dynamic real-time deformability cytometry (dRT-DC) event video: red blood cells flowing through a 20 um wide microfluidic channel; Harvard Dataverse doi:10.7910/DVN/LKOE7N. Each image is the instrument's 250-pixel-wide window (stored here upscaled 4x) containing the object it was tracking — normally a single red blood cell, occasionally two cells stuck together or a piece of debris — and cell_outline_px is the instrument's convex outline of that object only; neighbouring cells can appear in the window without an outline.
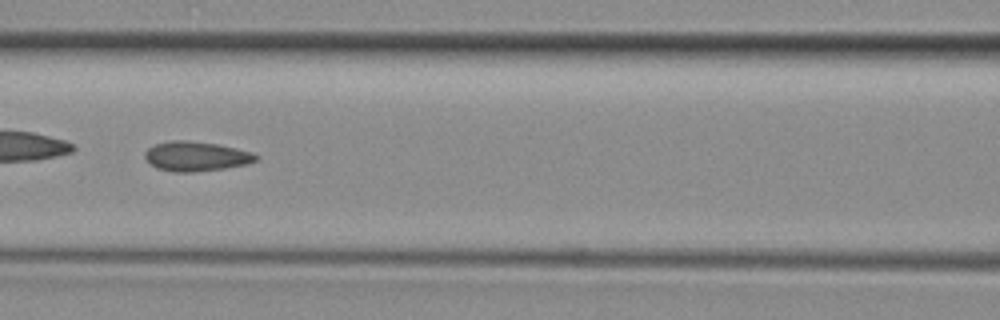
{"species": "common noctule bat (a hibernating species)", "species_latin": "Nyctalus noctula", "temperature_condition": "room temperature", "stored_images_in_passage": 21, "camera_frame_rate_fps": 3000, "um_per_image_px": 0.085, "animal": {"sex": "female", "body_mass_g": 29.2, "forearm_length_mm": 56.3}, "frame": {"image": 1, "passage_image": 7, "time_ms": 2.0, "image_size_px": [1000, 320], "cell_outline_px": [[260, 156], [256, 160], [248, 164], [224, 168], [192, 172], [172, 172], [156, 168], [144, 156], [144, 152], [148, 148], [156, 144], [172, 140], [188, 140], [220, 144], [252, 152]], "centroid_in_image_um": [16.68, 13.28], "position_along_channel_um": 149.9, "area_um2": 19.25}}
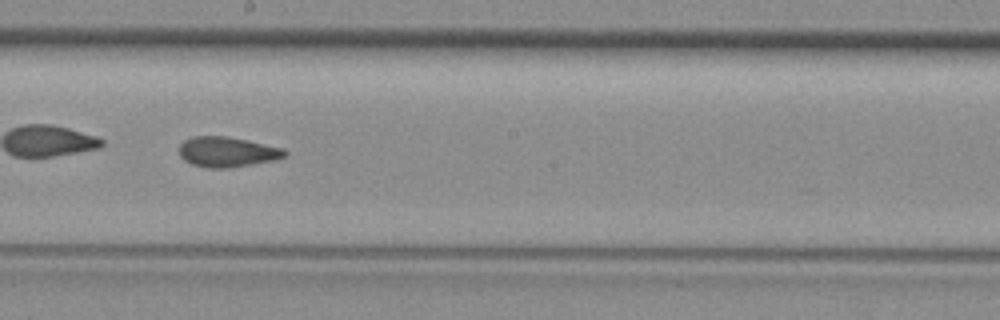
{"frame": {"image": 2, "passage_image": 12, "time_ms": 3.667, "image_size_px": [1000, 320], "cell_outline_px": [[288, 156], [276, 160], [228, 168], [208, 168], [192, 164], [184, 160], [180, 156], [180, 144], [184, 140], [192, 136], [224, 136], [284, 148], [288, 152]], "centroid_in_image_um": [19.33, 12.92], "position_along_channel_um": 228.9, "area_um2": 18.55}}
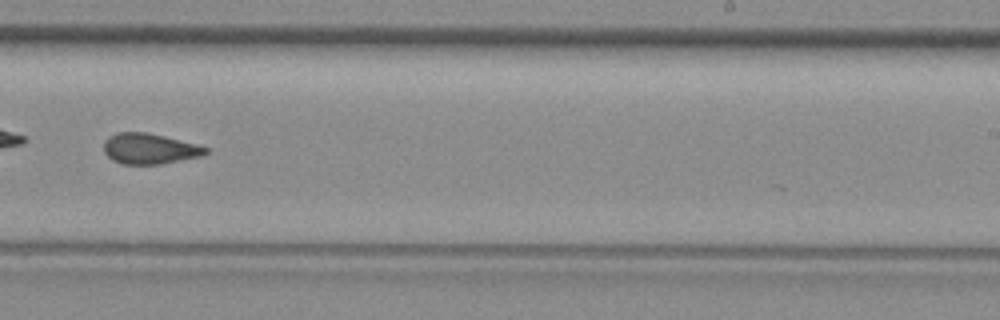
{"frame": {"image": 3, "passage_image": 15, "time_ms": 4.667, "image_size_px": [1000, 320], "cell_outline_px": [[208, 152], [200, 156], [160, 164], [124, 164], [112, 160], [104, 152], [104, 140], [108, 136], [116, 132], [144, 132], [164, 136], [196, 144], [208, 148]], "centroid_in_image_um": [12.67, 12.63], "position_along_channel_um": 276.3, "area_um2": 18.03}}